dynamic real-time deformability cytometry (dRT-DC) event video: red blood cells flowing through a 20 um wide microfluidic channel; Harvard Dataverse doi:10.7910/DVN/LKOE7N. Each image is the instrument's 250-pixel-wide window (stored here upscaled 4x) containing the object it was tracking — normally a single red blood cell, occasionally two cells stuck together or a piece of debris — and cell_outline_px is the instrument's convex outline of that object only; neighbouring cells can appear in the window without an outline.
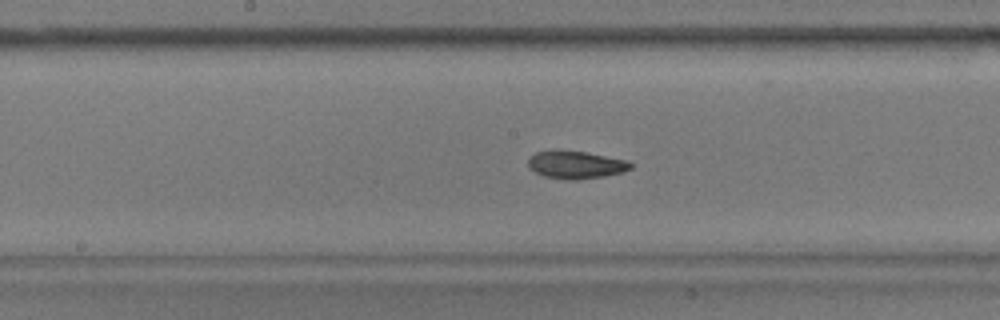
{"species": "common noctule bat (a hibernating species)", "species_latin": "Nyctalus noctula", "temperature_condition": "warm", "stored_images_in_passage": 54, "camera_frame_rate_fps": 3000, "um_per_image_px": 0.085, "animal": {"sex": "male", "body_mass_g": 17.9}, "frame": {"image": 1, "passage_image": 25, "time_ms": 8.0, "image_size_px": [1000, 320], "cell_outline_px": [[632, 168], [624, 172], [604, 176], [576, 180], [568, 180], [544, 176], [528, 168], [528, 160], [536, 152], [556, 148], [560, 148], [584, 152], [628, 160], [632, 164]], "centroid_in_image_um": [48.93, 13.98], "position_along_channel_um": 199.3, "area_um2": 16.88}}
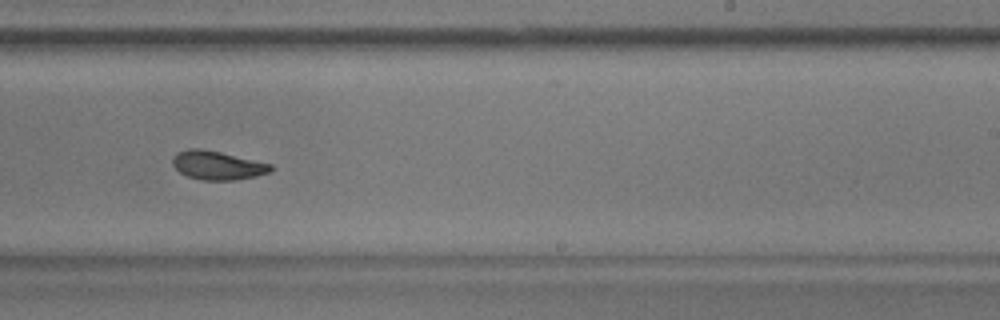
{"frame": {"image": 2, "passage_image": 31, "time_ms": 10.0, "image_size_px": [1000, 320], "cell_outline_px": [[272, 172], [256, 176], [236, 180], [200, 180], [188, 176], [180, 172], [172, 164], [172, 160], [180, 152], [192, 148], [200, 148], [220, 152], [272, 164]], "centroid_in_image_um": [18.52, 14.07], "position_along_channel_um": 270.5, "area_um2": 16.24}}
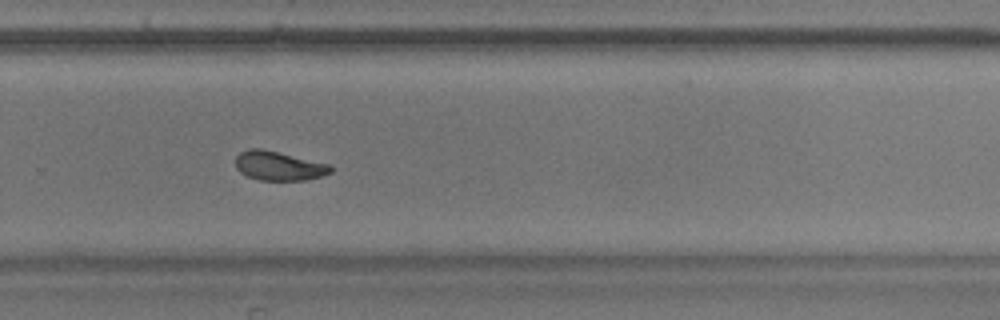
{"frame": {"image": 3, "passage_image": 34, "time_ms": 11.0, "image_size_px": [1000, 320], "cell_outline_px": [[332, 172], [320, 176], [304, 180], [260, 180], [248, 176], [240, 172], [236, 168], [236, 156], [240, 152], [252, 148], [260, 148], [328, 164], [332, 168]], "centroid_in_image_um": [23.66, 14.1], "position_along_channel_um": 306.1, "area_um2": 15.84}, "authors_computed_cell_mechanics": {"area_um2": 17.1377, "velocity_mm_per_s": 3.5733, "shape_relaxation_time_tau1_ms": 8.7607, "shape_relaxation_time_tau2_ms": 5.1436, "deformation_change_tau1": 0.1805, "deformation_change_tau2": 0.1057}}